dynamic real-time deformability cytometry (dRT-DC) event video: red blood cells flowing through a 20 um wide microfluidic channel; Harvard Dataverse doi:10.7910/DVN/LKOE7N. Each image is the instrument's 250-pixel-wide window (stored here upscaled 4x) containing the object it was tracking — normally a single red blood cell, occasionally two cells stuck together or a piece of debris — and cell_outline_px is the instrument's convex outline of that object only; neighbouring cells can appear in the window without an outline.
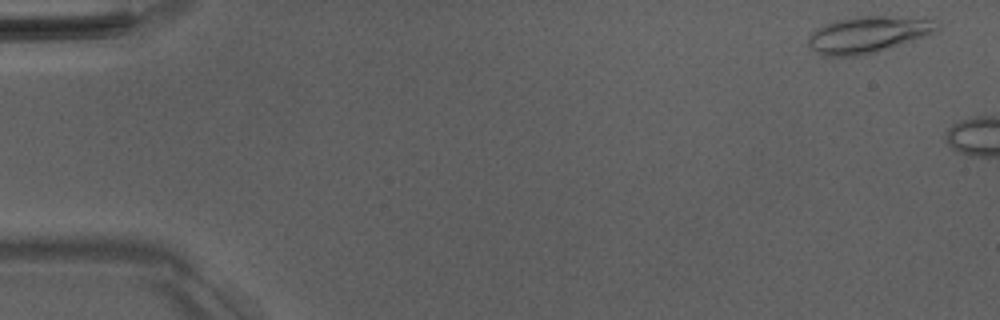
{"species": "Egyptian fruit bat (a non-hibernating species)", "species_latin": "Rousettus aegyptiacus", "temperature_condition": "room temperature", "stored_images_in_passage": 5, "camera_frame_rate_fps": 3000, "um_per_image_px": 0.085, "animal": {"sex": "male"}, "frame": {"image": 1, "passage_image": 2, "time_ms": 0.333, "image_size_px": [1000, 320], "cell_outline_px": [[940, 24], [936, 32], [928, 36], [876, 52], [856, 56], [824, 56], [816, 52], [808, 44], [808, 36], [816, 28], [824, 24], [836, 20], [856, 16], [892, 16], [932, 20]], "centroid_in_image_um": [73.77, 2.94], "position_along_channel_um": 11.2, "area_um2": 27.46}}